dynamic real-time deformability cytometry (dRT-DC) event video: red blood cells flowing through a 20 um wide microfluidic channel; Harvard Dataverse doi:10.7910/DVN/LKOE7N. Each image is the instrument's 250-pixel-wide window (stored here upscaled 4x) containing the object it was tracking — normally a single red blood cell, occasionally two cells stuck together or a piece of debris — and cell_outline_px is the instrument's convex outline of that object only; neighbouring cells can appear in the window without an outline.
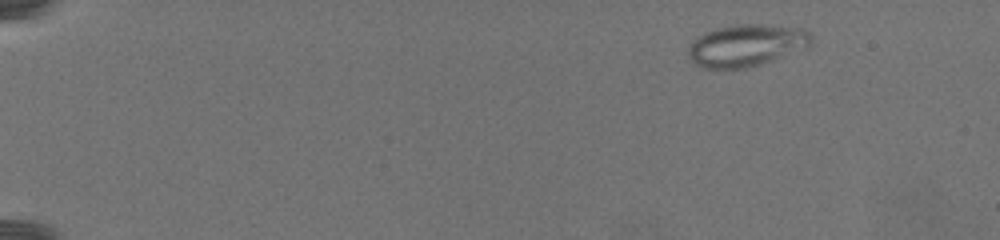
{"species": "common noctule bat (a hibernating species)", "species_latin": "Nyctalus noctula", "temperature_condition": "warm", "stored_images_in_passage": 53, "camera_frame_rate_fps": 3000, "um_per_image_px": 0.085, "animal": {"sex": "female", "body_mass_g": 19.5, "forearm_length_mm": 54.1}, "frame": {"image": 1, "passage_image": 4, "time_ms": 2.333, "image_size_px": [1000, 240], "cell_outline_px": [[812, 44], [808, 48], [760, 64], [744, 68], [700, 68], [688, 56], [688, 48], [704, 32], [716, 28], [736, 24], [760, 24], [804, 28], [812, 32]], "centroid_in_image_um": [63.51, 3.84], "position_along_channel_um": 21.5, "area_um2": 30.23}}
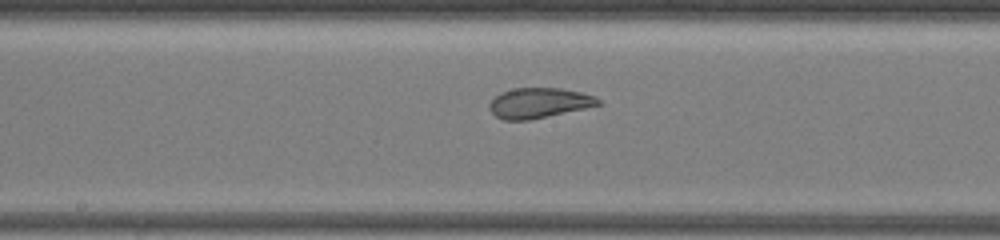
{"frame": {"image": 2, "passage_image": 30, "time_ms": 13.667, "image_size_px": [1000, 240], "cell_outline_px": [[600, 104], [584, 108], [548, 116], [528, 120], [504, 120], [496, 116], [488, 108], [488, 104], [500, 92], [512, 88], [560, 88], [584, 92], [596, 96], [600, 100]], "centroid_in_image_um": [45.8, 8.74], "position_along_channel_um": 202.4, "area_um2": 19.13}}
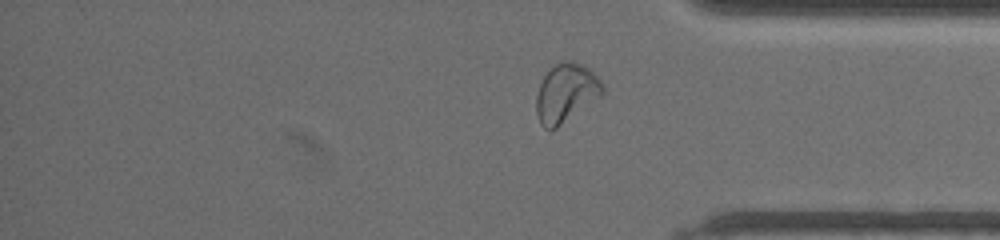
{"frame": {"image": 3, "passage_image": 46, "time_ms": 20.333, "image_size_px": [1000, 240], "cell_outline_px": [[604, 92], [600, 96], [556, 128], [544, 128], [540, 124], [536, 112], [536, 96], [540, 84], [544, 76], [556, 64], [564, 60], [568, 60], [588, 68], [604, 84]], "centroid_in_image_um": [48.1, 7.91], "position_along_channel_um": 387.1, "area_um2": 22.14}}